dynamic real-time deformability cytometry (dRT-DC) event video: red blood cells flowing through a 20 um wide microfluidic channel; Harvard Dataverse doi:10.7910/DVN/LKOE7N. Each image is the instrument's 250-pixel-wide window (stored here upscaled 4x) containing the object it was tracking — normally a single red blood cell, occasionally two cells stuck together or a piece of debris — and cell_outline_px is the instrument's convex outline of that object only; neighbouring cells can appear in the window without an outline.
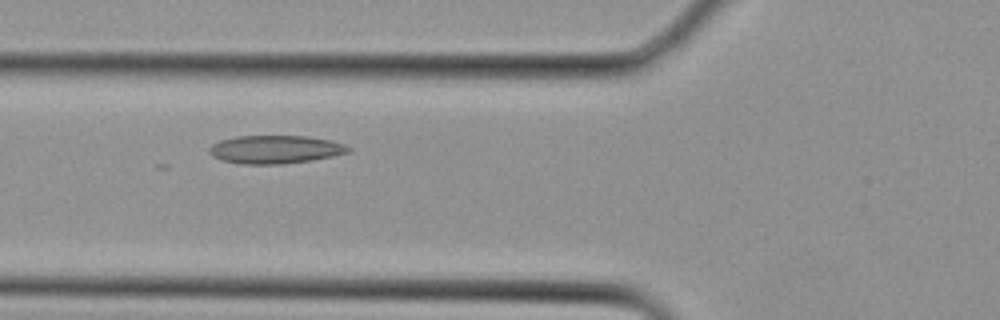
{"species": "Egyptian fruit bat (a non-hibernating species)", "species_latin": "Rousettus aegyptiacus", "temperature_condition": "cold", "stored_images_in_passage": 31, "camera_frame_rate_fps": 3000, "um_per_image_px": 0.085, "animal": {"sex": "female"}, "frame": {"image": 1, "passage_image": 11, "time_ms": 3.333, "image_size_px": [1000, 320], "cell_outline_px": [[352, 152], [312, 160], [284, 164], [240, 164], [220, 160], [212, 156], [208, 152], [208, 148], [212, 144], [220, 140], [236, 136], [308, 136], [332, 140], [344, 144], [352, 148]], "centroid_in_image_um": [23.4, 12.7], "position_along_channel_um": 102.4, "area_um2": 23.18}}
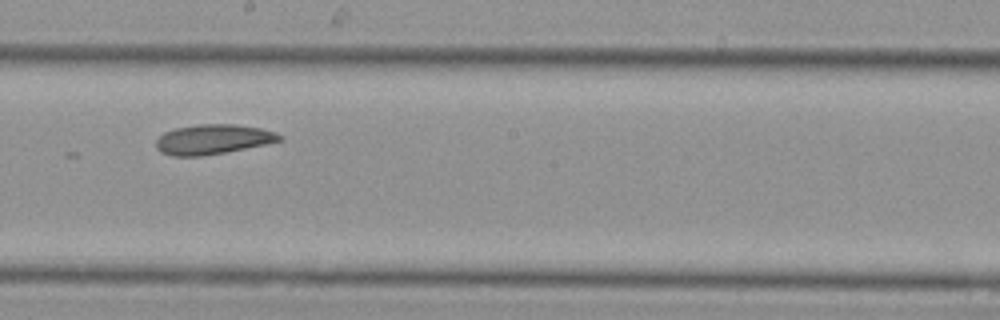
{"frame": {"image": 2, "passage_image": 17, "time_ms": 5.333, "image_size_px": [1000, 320], "cell_outline_px": [[284, 140], [224, 152], [200, 156], [172, 156], [160, 152], [156, 148], [156, 140], [164, 132], [176, 128], [200, 124], [236, 124], [260, 128], [276, 132], [284, 136]], "centroid_in_image_um": [18.1, 11.84], "position_along_channel_um": 230.1, "area_um2": 21.39}}
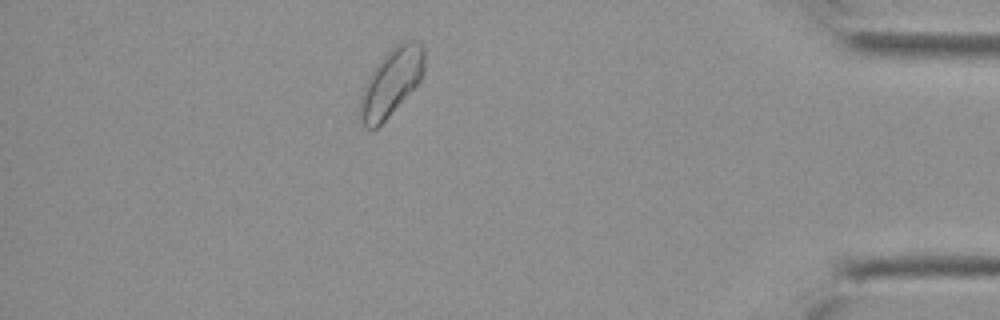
{"frame": {"image": 3, "passage_image": 27, "time_ms": 8.667, "image_size_px": [1000, 320], "cell_outline_px": [[424, 72], [420, 80], [388, 116], [376, 128], [368, 128], [360, 120], [360, 96], [376, 64], [396, 44], [404, 40], [416, 40], [424, 44]], "centroid_in_image_um": [33.28, 6.94], "position_along_channel_um": 401.9, "area_um2": 24.62}}